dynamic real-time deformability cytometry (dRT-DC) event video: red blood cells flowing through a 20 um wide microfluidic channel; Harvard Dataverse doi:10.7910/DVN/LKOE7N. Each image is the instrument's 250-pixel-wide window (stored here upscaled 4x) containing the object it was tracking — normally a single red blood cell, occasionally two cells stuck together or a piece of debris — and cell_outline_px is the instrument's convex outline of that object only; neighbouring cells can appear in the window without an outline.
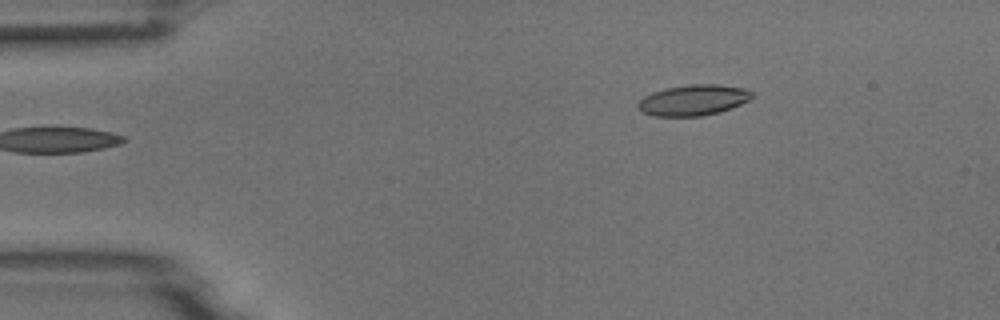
{"species": "common noctule bat (a hibernating species)", "species_latin": "Nyctalus noctula", "temperature_condition": "room temperature", "stored_images_in_passage": 5, "camera_frame_rate_fps": 3000, "um_per_image_px": 0.085, "animal": {"sex": "male", "body_mass_g": 18.8}, "frame": {"image": 1, "passage_image": 5, "time_ms": 5.667, "image_size_px": [1000, 320], "cell_outline_px": [[752, 96], [748, 100], [732, 108], [720, 112], [700, 116], [652, 116], [644, 112], [636, 104], [644, 96], [652, 92], [668, 88], [688, 84], [716, 84], [748, 88], [752, 92]], "centroid_in_image_um": [58.95, 8.5], "position_along_channel_um": 26.0, "area_um2": 20.4}}